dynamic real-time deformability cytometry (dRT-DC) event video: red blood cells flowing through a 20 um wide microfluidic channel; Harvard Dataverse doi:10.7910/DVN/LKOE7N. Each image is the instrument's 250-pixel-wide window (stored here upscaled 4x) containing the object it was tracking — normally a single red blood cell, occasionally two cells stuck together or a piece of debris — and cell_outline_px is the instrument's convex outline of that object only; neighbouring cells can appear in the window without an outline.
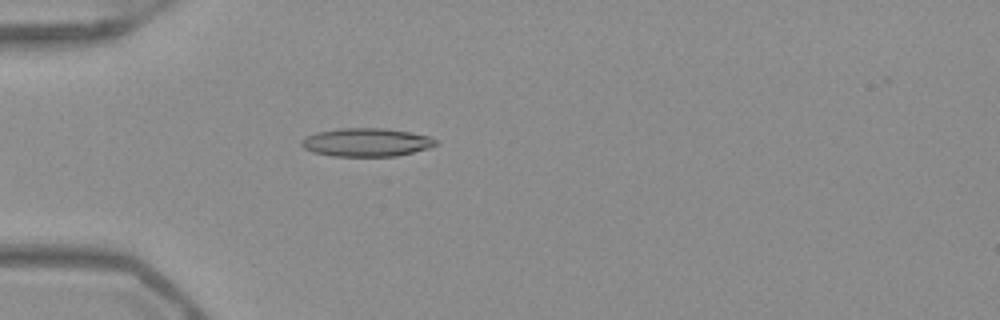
{"species": "Egyptian fruit bat (a non-hibernating species)", "species_latin": "Rousettus aegyptiacus", "temperature_condition": "warm", "stored_images_in_passage": 51, "camera_frame_rate_fps": 3000, "um_per_image_px": 0.085, "frame": {"image": 1, "passage_image": 15, "time_ms": 4.667, "image_size_px": [1000, 320], "cell_outline_px": [[440, 144], [428, 148], [396, 156], [332, 156], [312, 152], [304, 148], [300, 144], [300, 140], [304, 136], [316, 132], [340, 128], [384, 128], [408, 132], [428, 136], [436, 140]], "centroid_in_image_um": [31.1, 12.09], "position_along_channel_um": 53.9, "area_um2": 22.25}}
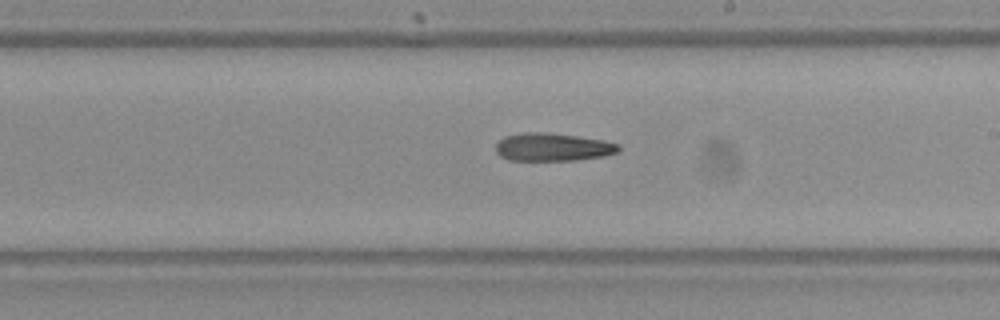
{"frame": {"image": 2, "passage_image": 30, "time_ms": 9.667, "image_size_px": [1000, 320], "cell_outline_px": [[620, 148], [616, 152], [604, 156], [576, 160], [508, 160], [500, 156], [496, 152], [496, 144], [504, 136], [520, 132], [548, 132], [604, 140], [620, 144]], "centroid_in_image_um": [46.96, 12.49], "position_along_channel_um": 242.0, "area_um2": 20.11}}
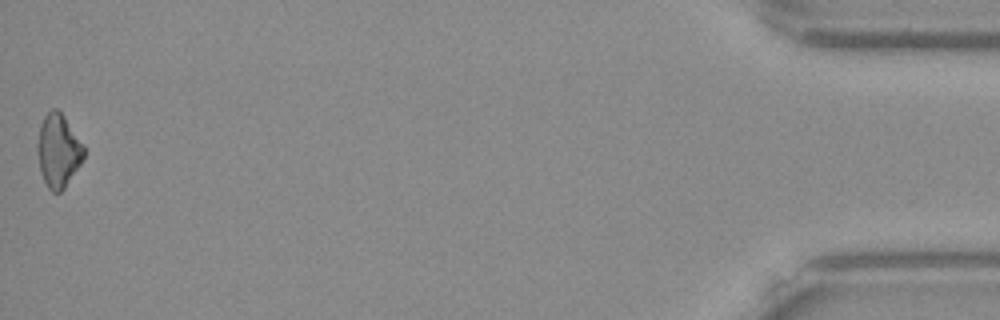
{"frame": {"image": 3, "passage_image": 51, "time_ms": 16.667, "image_size_px": [1000, 320], "cell_outline_px": [[84, 156], [80, 164], [64, 188], [60, 192], [52, 192], [48, 188], [40, 172], [36, 152], [36, 144], [40, 124], [44, 116], [52, 108], [56, 108], [64, 116], [84, 144]], "centroid_in_image_um": [4.93, 12.79], "position_along_channel_um": 430.3, "area_um2": 19.94}}